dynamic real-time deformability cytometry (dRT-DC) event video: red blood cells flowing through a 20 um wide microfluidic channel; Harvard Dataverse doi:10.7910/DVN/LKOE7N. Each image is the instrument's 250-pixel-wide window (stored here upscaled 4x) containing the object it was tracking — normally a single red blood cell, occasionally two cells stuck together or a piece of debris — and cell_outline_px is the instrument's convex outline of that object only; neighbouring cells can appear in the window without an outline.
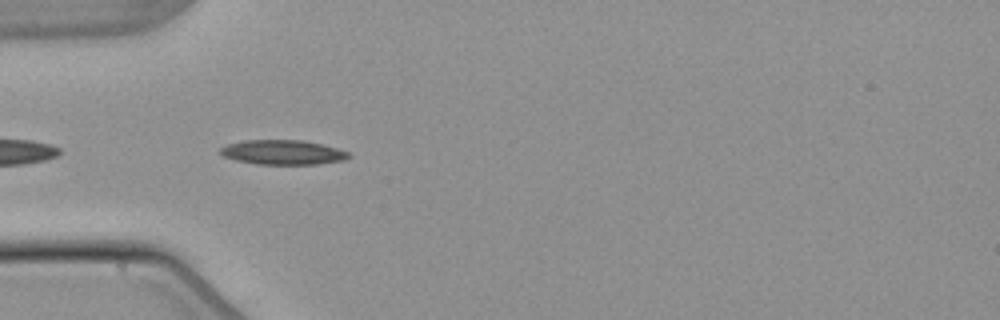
{"species": "common noctule bat (a hibernating species)", "species_latin": "Nyctalus noctula", "temperature_condition": "warm", "stored_images_in_passage": 6, "camera_frame_rate_fps": 3000, "um_per_image_px": 0.085, "animal": {"sex": "male", "body_mass_g": 21.5, "forearm_length_mm": 52.0}, "frame": {"image": 1, "passage_image": 2, "time_ms": 0.333, "image_size_px": [1000, 320], "cell_outline_px": [[352, 156], [344, 160], [316, 164], [256, 164], [236, 160], [224, 156], [220, 152], [220, 148], [228, 144], [244, 140], [304, 140], [324, 144], [348, 152]], "centroid_in_image_um": [24.06, 12.94], "position_along_channel_um": 60.9, "area_um2": 18.38}}